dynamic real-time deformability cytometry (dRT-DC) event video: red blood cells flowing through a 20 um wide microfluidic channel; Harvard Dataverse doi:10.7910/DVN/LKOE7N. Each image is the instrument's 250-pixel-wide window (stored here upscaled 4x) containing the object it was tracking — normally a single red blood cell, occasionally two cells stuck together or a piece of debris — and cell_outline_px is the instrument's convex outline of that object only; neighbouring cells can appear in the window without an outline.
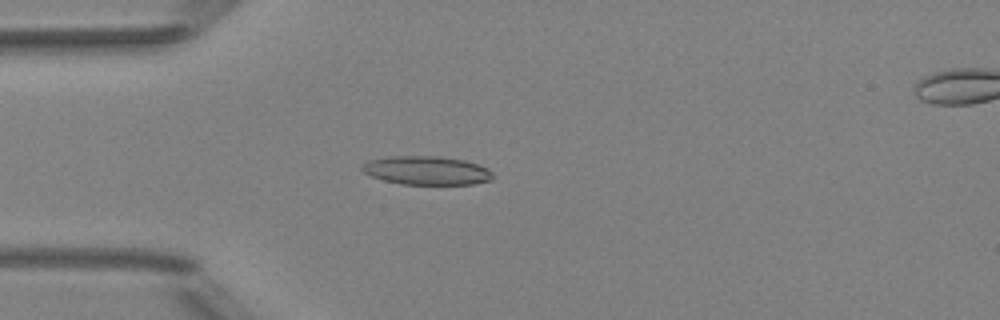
{"species": "Egyptian fruit bat (a non-hibernating species)", "species_latin": "Rousettus aegyptiacus", "temperature_condition": "room temperature", "stored_images_in_passage": 46, "camera_frame_rate_fps": 3000, "um_per_image_px": 0.085, "animal": {"sex": "female"}, "frame": {"image": 1, "passage_image": 9, "time_ms": 2.667, "image_size_px": [1000, 320], "cell_outline_px": [[492, 180], [472, 184], [400, 184], [384, 180], [372, 176], [364, 172], [360, 168], [368, 160], [388, 156], [440, 156], [464, 160], [488, 168], [492, 172]], "centroid_in_image_um": [36.26, 14.48], "position_along_channel_um": 48.7, "area_um2": 21.79}}
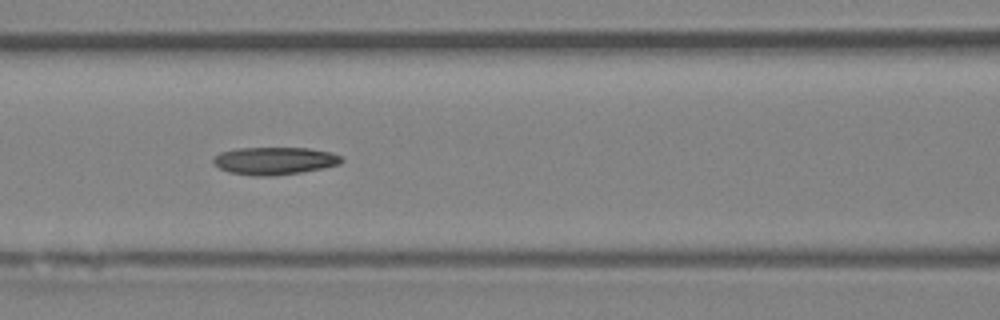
{"frame": {"image": 2, "passage_image": 17, "time_ms": 5.333, "image_size_px": [1000, 320], "cell_outline_px": [[344, 160], [340, 164], [324, 168], [300, 172], [272, 176], [252, 176], [228, 172], [212, 164], [212, 160], [220, 152], [236, 148], [308, 148], [332, 152], [340, 156]], "centroid_in_image_um": [23.32, 13.67], "position_along_channel_um": 143.3, "area_um2": 20.75}}
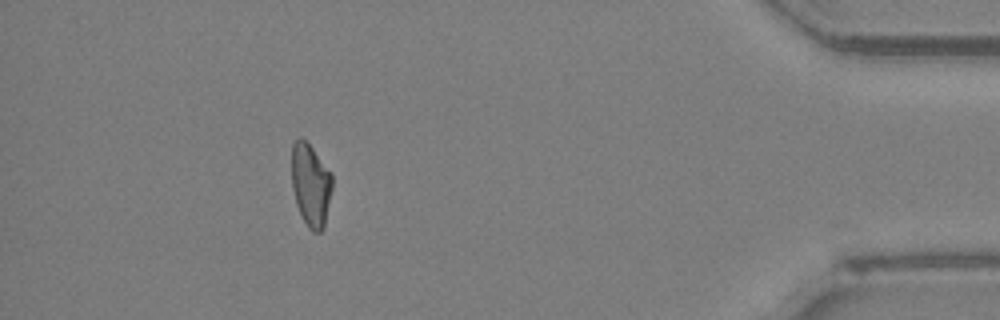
{"frame": {"image": 3, "passage_image": 41, "time_ms": 13.333, "image_size_px": [1000, 320], "cell_outline_px": [[332, 188], [324, 228], [320, 232], [312, 232], [308, 228], [296, 204], [292, 188], [292, 144], [300, 136], [312, 148], [332, 172]], "centroid_in_image_um": [26.42, 15.72], "position_along_channel_um": 408.8, "area_um2": 19.59}, "authors_computed_cell_mechanics": {"area_um2": 20.3167, "velocity_mm_per_s": 4.0337, "shape_relaxation_time_tau1_ms": null, "shape_relaxation_time_tau2_ms": 8.6712, "deformation_change_tau1": null, "deformation_change_tau2": 0.1903}}